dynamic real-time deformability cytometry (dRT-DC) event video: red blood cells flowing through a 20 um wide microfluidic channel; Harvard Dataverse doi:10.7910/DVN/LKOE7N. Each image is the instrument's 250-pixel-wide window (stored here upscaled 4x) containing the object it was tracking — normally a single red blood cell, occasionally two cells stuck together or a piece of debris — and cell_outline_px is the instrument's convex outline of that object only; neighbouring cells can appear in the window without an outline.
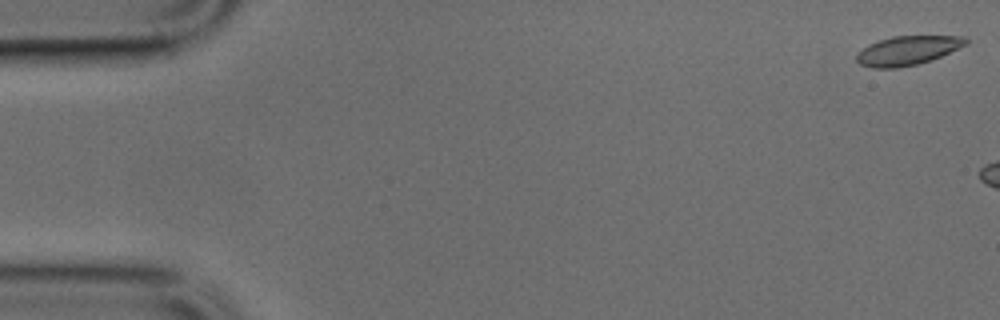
{"species": "common noctule bat (a hibernating species)", "species_latin": "Nyctalus noctula", "temperature_condition": "cold", "stored_images_in_passage": 6, "camera_frame_rate_fps": 3000, "um_per_image_px": 0.085, "animal": {"sex": "male", "body_mass_g": 17.9, "forearm_length_mm": 54.2}, "frame": {"image": 1, "passage_image": 1, "time_ms": 0.0, "image_size_px": [1000, 320], "cell_outline_px": [[968, 44], [932, 60], [916, 64], [896, 68], [872, 68], [860, 64], [856, 60], [856, 56], [868, 44], [892, 36], [964, 36], [968, 40]], "centroid_in_image_um": [77.16, 4.29], "position_along_channel_um": 7.8, "area_um2": 18.44}}